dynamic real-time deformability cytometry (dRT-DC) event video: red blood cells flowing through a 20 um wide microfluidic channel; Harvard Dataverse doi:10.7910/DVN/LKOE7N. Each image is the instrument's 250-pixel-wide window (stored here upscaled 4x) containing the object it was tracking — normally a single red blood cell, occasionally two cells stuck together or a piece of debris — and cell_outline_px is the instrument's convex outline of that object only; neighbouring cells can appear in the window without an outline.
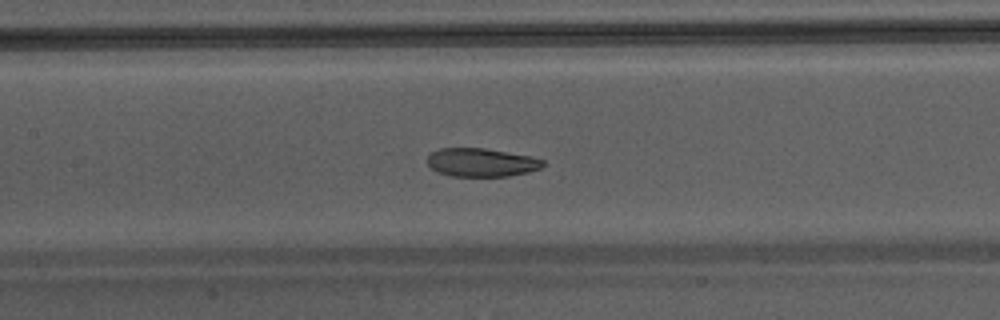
{"species": "Egyptian fruit bat (a non-hibernating species)", "species_latin": "Rousettus aegyptiacus", "temperature_condition": "warm", "stored_images_in_passage": 49, "camera_frame_rate_fps": 3000, "um_per_image_px": 0.085, "animal": {"sex": "male"}, "frame": {"image": 1, "passage_image": 25, "time_ms": 8.0, "image_size_px": [1000, 320], "cell_outline_px": [[544, 164], [540, 168], [528, 172], [508, 176], [452, 176], [436, 172], [428, 164], [428, 156], [432, 152], [440, 148], [484, 148], [528, 156], [544, 160]], "centroid_in_image_um": [40.89, 13.81], "position_along_channel_um": 166.5, "area_um2": 18.96}}
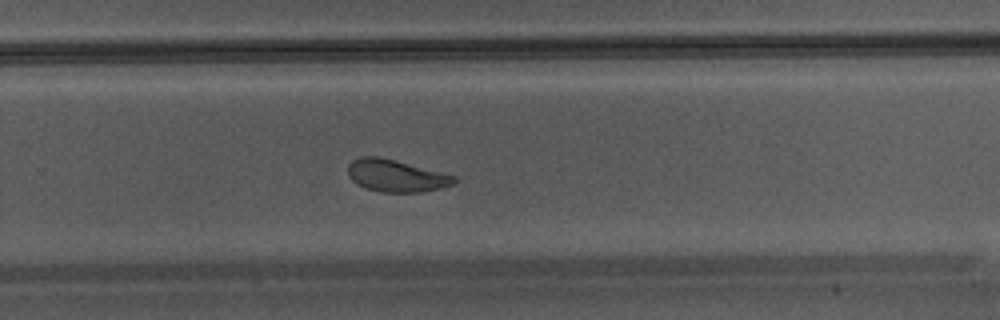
{"frame": {"image": 2, "passage_image": 34, "time_ms": 11.0, "image_size_px": [1000, 320], "cell_outline_px": [[456, 180], [452, 184], [440, 188], [420, 192], [384, 192], [368, 188], [356, 184], [348, 176], [348, 164], [352, 160], [360, 156], [376, 156], [456, 176]], "centroid_in_image_um": [33.61, 14.94], "position_along_channel_um": 296.2, "area_um2": 19.48}}
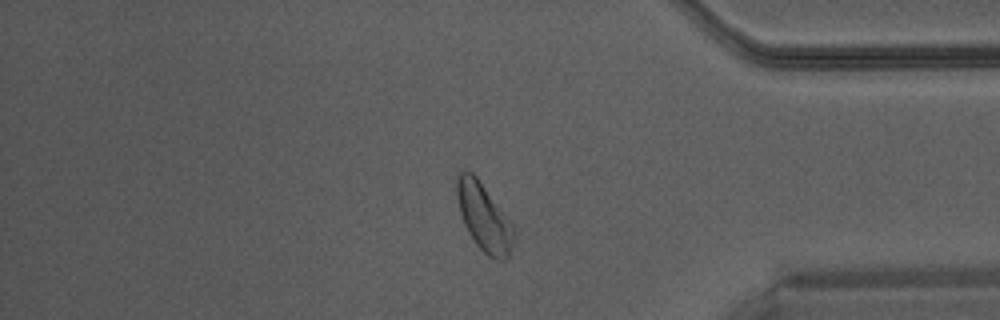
{"frame": {"image": 3, "passage_image": 42, "time_ms": 13.667, "image_size_px": [1000, 320], "cell_outline_px": [[512, 244], [508, 256], [504, 260], [496, 260], [488, 256], [476, 244], [468, 232], [464, 224], [460, 212], [456, 196], [456, 176], [464, 168], [472, 172], [476, 176], [512, 224]], "centroid_in_image_um": [41.07, 18.43], "position_along_channel_um": 394.1, "area_um2": 22.02}}